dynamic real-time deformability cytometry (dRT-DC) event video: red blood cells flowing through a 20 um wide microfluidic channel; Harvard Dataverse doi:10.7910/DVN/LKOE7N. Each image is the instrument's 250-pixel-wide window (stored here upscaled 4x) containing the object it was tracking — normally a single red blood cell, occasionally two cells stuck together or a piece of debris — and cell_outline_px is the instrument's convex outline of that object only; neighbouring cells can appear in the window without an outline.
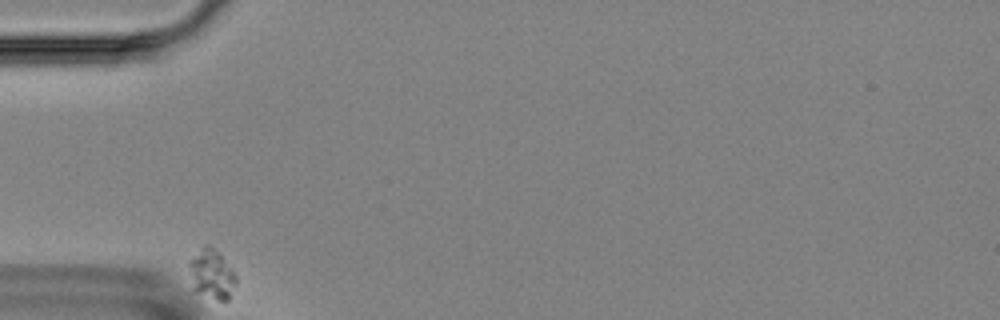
{"species": "Egyptian fruit bat (a non-hibernating species)", "species_latin": "Rousettus aegyptiacus", "temperature_condition": "room temperature", "stored_images_in_passage": 3, "camera_frame_rate_fps": 3000, "um_per_image_px": 0.085, "animal": {"sex": "female"}, "frame": {"image": 1, "passage_image": 1, "time_ms": 0.0, "image_size_px": [1000, 320], "cell_outline_px": [[236, 288], [228, 300], [216, 300], [192, 288], [188, 264], [188, 260], [204, 244], [212, 244], [220, 252], [232, 268], [236, 276]], "centroid_in_image_um": [18.01, 23.25], "position_along_channel_um": 67.0, "area_um2": 13.99}}
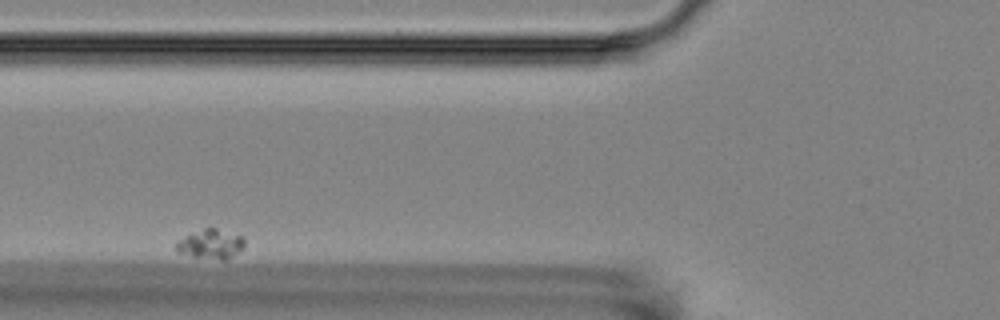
{"frame": {"image": 2, "passage_image": 2, "time_ms": 2.0, "image_size_px": [1000, 320], "cell_outline_px": [[244, 248], [224, 260], [220, 260], [192, 256], [176, 252], [176, 240], [204, 228], [216, 228], [244, 236]], "centroid_in_image_um": [17.91, 20.74], "position_along_channel_um": 107.9, "area_um2": 11.73}}